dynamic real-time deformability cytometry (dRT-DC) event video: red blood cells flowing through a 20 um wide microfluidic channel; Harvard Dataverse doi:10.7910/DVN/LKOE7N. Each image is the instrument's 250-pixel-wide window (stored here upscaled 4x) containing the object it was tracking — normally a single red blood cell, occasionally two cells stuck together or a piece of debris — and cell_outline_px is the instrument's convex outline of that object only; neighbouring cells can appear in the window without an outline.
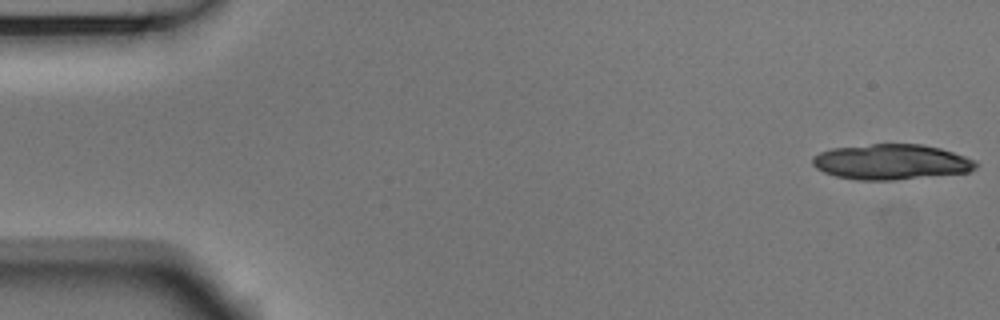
{"species": "Egyptian fruit bat (a non-hibernating species)", "species_latin": "Rousettus aegyptiacus", "temperature_condition": "room temperature", "stored_images_in_passage": 25, "camera_frame_rate_fps": 3000, "um_per_image_px": 0.085, "animal": {"sex": "male"}, "frame": {"image": 1, "passage_image": 1, "time_ms": 0.0, "image_size_px": [1000, 320], "cell_outline_px": [[980, 164], [976, 168], [968, 172], [892, 180], [856, 180], [836, 176], [824, 172], [816, 168], [812, 164], [812, 156], [820, 152], [832, 148], [872, 144], [920, 144], [940, 148], [976, 160]], "centroid_in_image_um": [75.75, 13.76], "position_along_channel_um": 9.3, "area_um2": 33.64}}
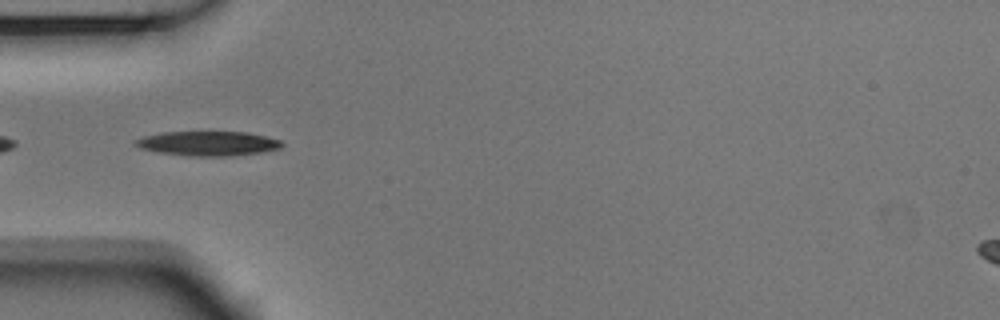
{"frame": {"image": 2, "passage_image": 17, "time_ms": 5.333, "image_size_px": [1000, 320], "cell_outline_px": [[284, 144], [280, 148], [260, 152], [232, 156], [188, 156], [160, 152], [140, 148], [132, 144], [132, 140], [144, 136], [164, 132], [248, 132], [280, 140]], "centroid_in_image_um": [17.64, 12.19], "position_along_channel_um": 67.4, "area_um2": 20.92}}
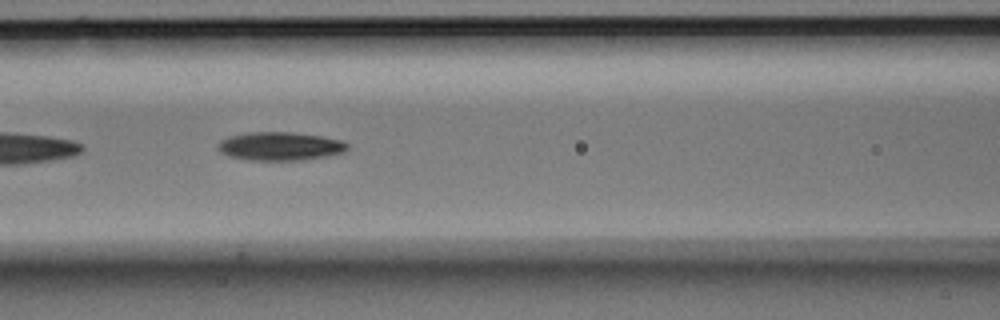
{"frame": {"image": 3, "passage_image": 23, "time_ms": 7.333, "image_size_px": [1000, 320], "cell_outline_px": [[348, 148], [344, 152], [304, 160], [248, 160], [228, 156], [220, 152], [216, 148], [216, 144], [220, 140], [228, 136], [248, 132], [292, 132], [320, 136], [344, 140], [348, 144]], "centroid_in_image_um": [23.76, 12.42], "position_along_channel_um": 142.8, "area_um2": 21.68}}